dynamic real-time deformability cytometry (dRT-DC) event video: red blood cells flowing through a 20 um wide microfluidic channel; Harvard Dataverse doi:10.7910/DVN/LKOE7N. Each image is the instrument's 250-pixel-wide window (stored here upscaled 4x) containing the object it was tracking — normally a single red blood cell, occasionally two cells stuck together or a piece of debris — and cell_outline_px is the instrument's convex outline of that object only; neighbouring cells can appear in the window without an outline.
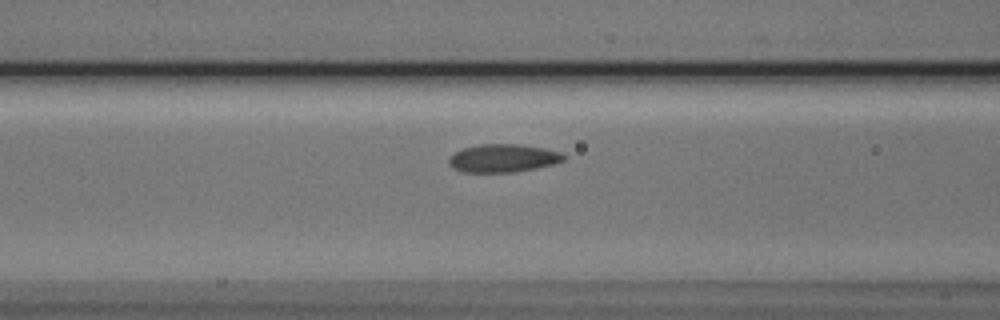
{"species": "Egyptian fruit bat (a non-hibernating species)", "species_latin": "Rousettus aegyptiacus", "temperature_condition": "cold", "stored_images_in_passage": 38, "camera_frame_rate_fps": 3000, "um_per_image_px": 0.085, "animal": {"sex": "male"}, "frame": {"image": 1, "passage_image": 11, "time_ms": 3.333, "image_size_px": [1000, 320], "cell_outline_px": [[568, 156], [564, 160], [552, 164], [536, 168], [512, 172], [464, 172], [452, 168], [448, 164], [448, 156], [452, 152], [460, 148], [476, 144], [520, 144], [544, 148], [560, 152]], "centroid_in_image_um": [42.7, 13.43], "position_along_channel_um": 123.9, "area_um2": 19.13}}
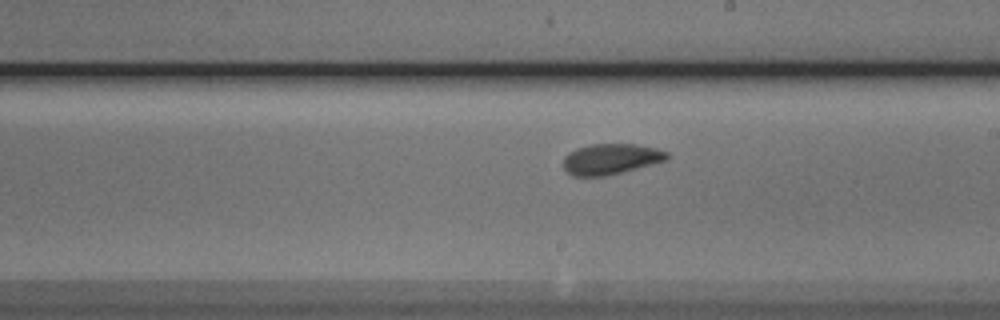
{"frame": {"image": 2, "passage_image": 20, "time_ms": 6.333, "image_size_px": [1000, 320], "cell_outline_px": [[668, 160], [604, 176], [572, 176], [564, 168], [564, 156], [568, 152], [576, 148], [592, 144], [636, 144], [656, 148], [668, 152]], "centroid_in_image_um": [51.91, 13.51], "position_along_channel_um": 237.1, "area_um2": 18.44}}
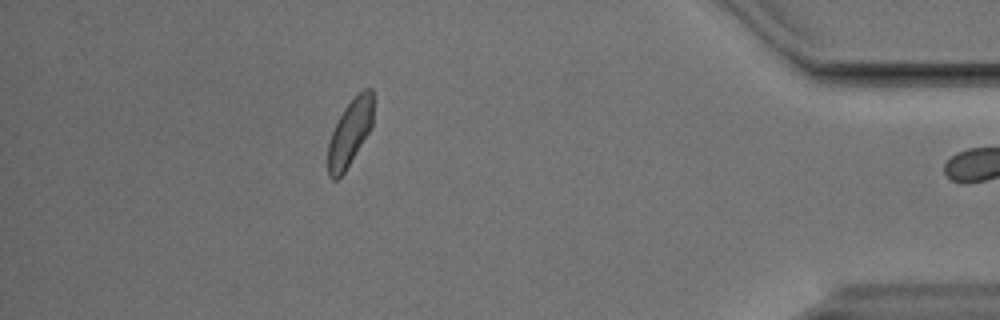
{"frame": {"image": 3, "passage_image": 37, "time_ms": 12.0, "image_size_px": [1000, 320], "cell_outline_px": [[372, 128], [344, 172], [336, 180], [332, 180], [328, 176], [328, 144], [332, 132], [344, 108], [364, 88], [372, 88]], "centroid_in_image_um": [29.74, 11.31], "position_along_channel_um": 405.5, "area_um2": 17.22}}